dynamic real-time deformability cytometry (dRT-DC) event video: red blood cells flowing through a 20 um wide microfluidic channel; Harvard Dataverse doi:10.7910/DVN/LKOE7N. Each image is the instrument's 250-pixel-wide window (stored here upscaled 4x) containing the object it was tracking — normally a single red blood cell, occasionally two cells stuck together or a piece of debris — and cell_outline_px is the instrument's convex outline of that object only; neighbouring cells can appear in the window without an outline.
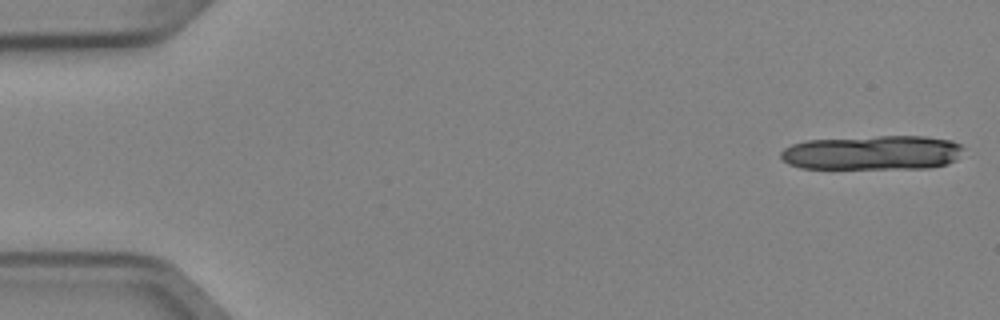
{"species": "Egyptian fruit bat (a non-hibernating species)", "species_latin": "Rousettus aegyptiacus", "temperature_condition": "cold", "stored_images_in_passage": 6, "camera_frame_rate_fps": 3000, "um_per_image_px": 0.085, "animal": {"sex": "female"}, "frame": {"image": 1, "passage_image": 1, "time_ms": 0.0, "image_size_px": [1000, 320], "cell_outline_px": [[964, 148], [956, 160], [948, 164], [928, 168], [800, 168], [788, 164], [780, 156], [780, 152], [784, 148], [792, 144], [804, 140], [876, 136], [924, 136], [952, 140], [960, 144]], "centroid_in_image_um": [74.17, 12.97], "position_along_channel_um": 10.8, "area_um2": 36.88}}